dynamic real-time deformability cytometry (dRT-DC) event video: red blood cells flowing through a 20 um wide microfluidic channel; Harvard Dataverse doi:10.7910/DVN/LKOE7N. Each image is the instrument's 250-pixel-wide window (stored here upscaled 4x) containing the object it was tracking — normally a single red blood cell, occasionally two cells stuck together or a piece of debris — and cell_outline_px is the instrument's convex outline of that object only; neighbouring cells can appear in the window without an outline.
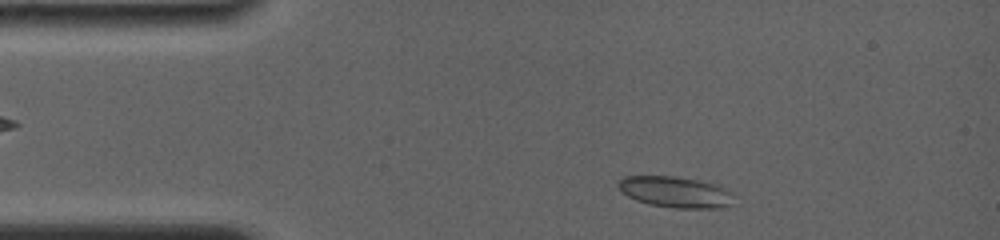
{"species": "common noctule bat (a hibernating species)", "species_latin": "Nyctalus noctula", "temperature_condition": "room temperature", "stored_images_in_passage": 24, "camera_frame_rate_fps": 4000, "um_per_image_px": 0.085, "animal": {"sex": "female", "body_mass_g": 19.0, "forearm_length_mm": 56.7}, "frame": {"image": 1, "passage_image": 3, "time_ms": 0.75, "image_size_px": [1000, 240], "cell_outline_px": [[736, 196], [724, 208], [676, 208], [648, 204], [636, 200], [620, 192], [616, 184], [624, 176], [676, 176], [700, 180], [720, 184], [728, 188]], "centroid_in_image_um": [57.44, 16.31], "position_along_channel_um": 27.6, "area_um2": 21.39}}
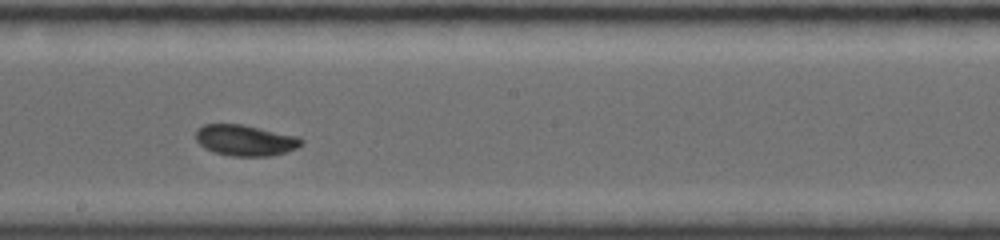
{"frame": {"image": 2, "passage_image": 15, "time_ms": 7.25, "image_size_px": [1000, 240], "cell_outline_px": [[304, 144], [296, 148], [272, 156], [232, 156], [216, 152], [204, 148], [196, 140], [196, 128], [204, 124], [244, 124], [300, 136], [304, 140]], "centroid_in_image_um": [20.88, 11.91], "position_along_channel_um": 227.3, "area_um2": 19.31}}
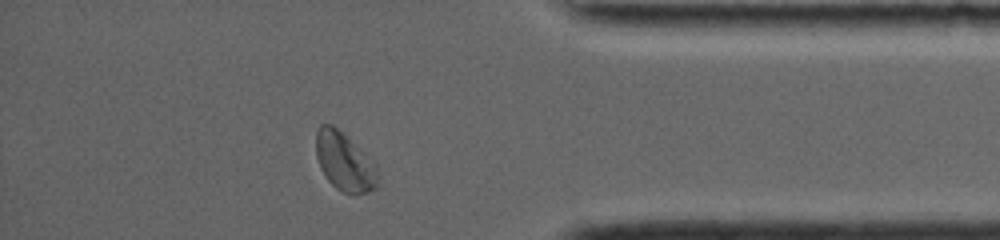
{"frame": {"image": 3, "passage_image": 23, "time_ms": 12.25, "image_size_px": [1000, 240], "cell_outline_px": [[376, 184], [368, 192], [344, 192], [336, 188], [328, 180], [320, 168], [316, 156], [316, 128], [320, 124], [332, 124], [376, 164]], "centroid_in_image_um": [29.21, 13.71], "position_along_channel_um": 406.0, "area_um2": 20.35}, "authors_computed_cell_mechanics": {"area_um2": 19.652, "velocity_mm_per_s": 3.8013, "shape_relaxation_time_tau1_ms": 4.4422, "shape_relaxation_time_tau2_ms": 1.0956, "deformation_change_tau1": 0.1389, "deformation_change_tau2": 0.0415}}